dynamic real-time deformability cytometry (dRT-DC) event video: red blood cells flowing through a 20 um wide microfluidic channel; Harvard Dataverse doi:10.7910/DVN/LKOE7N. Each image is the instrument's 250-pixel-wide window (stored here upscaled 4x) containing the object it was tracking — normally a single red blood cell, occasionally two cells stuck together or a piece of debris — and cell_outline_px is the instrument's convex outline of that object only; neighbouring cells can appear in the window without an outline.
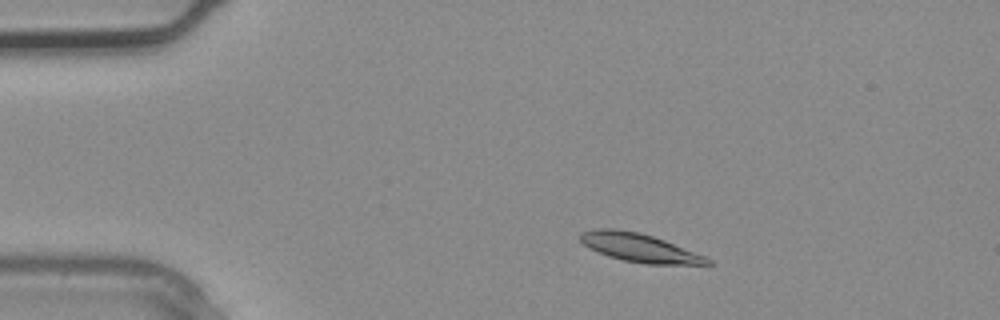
{"species": "common noctule bat (a hibernating species)", "species_latin": "Nyctalus noctula", "temperature_condition": "warm", "stored_images_in_passage": 2, "camera_frame_rate_fps": 3000, "um_per_image_px": 0.085, "animal": {"sex": "male", "body_mass_g": 20.4}, "frame": {"image": 1, "passage_image": 1, "time_ms": 0.0, "image_size_px": [1000, 320], "cell_outline_px": [[716, 264], [644, 264], [624, 260], [608, 256], [584, 244], [580, 240], [580, 232], [596, 228], [616, 228], [640, 232], [664, 240], [708, 256]], "centroid_in_image_um": [54.41, 21.05], "position_along_channel_um": 30.6, "area_um2": 21.15}}